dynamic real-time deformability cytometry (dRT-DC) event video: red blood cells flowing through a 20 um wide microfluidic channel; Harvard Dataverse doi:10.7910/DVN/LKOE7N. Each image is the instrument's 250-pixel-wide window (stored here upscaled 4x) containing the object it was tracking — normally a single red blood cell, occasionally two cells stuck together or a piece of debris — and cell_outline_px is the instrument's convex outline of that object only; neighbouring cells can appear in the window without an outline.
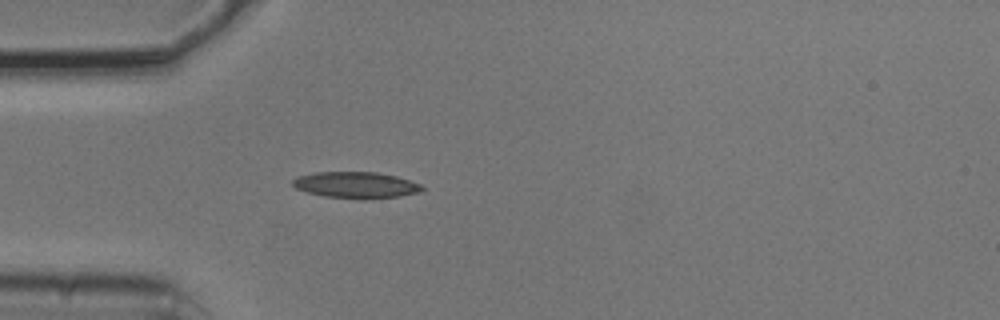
{"species": "common noctule bat (a hibernating species)", "species_latin": "Nyctalus noctula", "temperature_condition": "cold", "stored_images_in_passage": 3, "camera_frame_rate_fps": 3000, "um_per_image_px": 0.085, "animal": {"sex": "male", "body_mass_g": 20.5, "forearm_length_mm": 52.5}, "frame": {"image": 1, "passage_image": 3, "time_ms": 0.667, "image_size_px": [1000, 320], "cell_outline_px": [[424, 188], [420, 192], [400, 196], [324, 196], [308, 192], [296, 188], [292, 184], [292, 180], [296, 176], [316, 172], [376, 172], [396, 176], [420, 184]], "centroid_in_image_um": [30.21, 15.67], "position_along_channel_um": 54.8, "area_um2": 18.84}}